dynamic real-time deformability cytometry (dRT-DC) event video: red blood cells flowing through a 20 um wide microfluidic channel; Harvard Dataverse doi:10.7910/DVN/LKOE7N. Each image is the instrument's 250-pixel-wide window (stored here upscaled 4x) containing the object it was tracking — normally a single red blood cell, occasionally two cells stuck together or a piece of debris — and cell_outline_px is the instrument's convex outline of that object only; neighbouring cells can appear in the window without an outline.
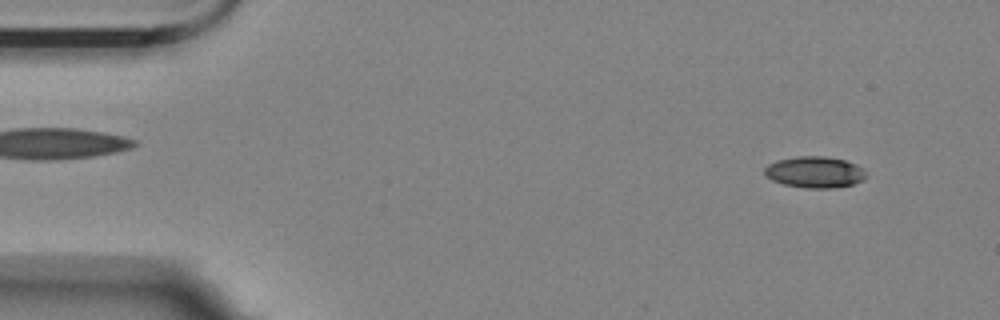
{"species": "Egyptian fruit bat (a non-hibernating species)", "species_latin": "Rousettus aegyptiacus", "temperature_condition": "room temperature", "stored_images_in_passage": 5, "camera_frame_rate_fps": 3000, "um_per_image_px": 0.085, "animal": {"sex": "female"}, "frame": {"image": 1, "passage_image": 1, "time_ms": 0.0, "image_size_px": [1000, 320], "cell_outline_px": [[868, 176], [864, 180], [852, 184], [832, 188], [808, 188], [784, 184], [772, 180], [764, 172], [764, 168], [768, 164], [776, 160], [796, 156], [824, 156], [844, 160], [856, 164], [864, 168]], "centroid_in_image_um": [69.28, 14.62], "position_along_channel_um": 15.7, "area_um2": 18.61}}
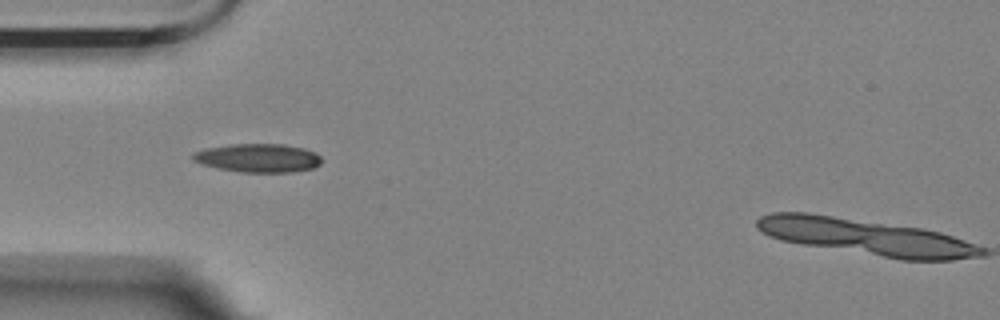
{"frame": {"image": 2, "passage_image": 4, "time_ms": 1.0, "image_size_px": [1000, 320], "cell_outline_px": [[324, 160], [320, 164], [312, 168], [292, 172], [240, 172], [200, 164], [192, 160], [192, 152], [204, 148], [232, 144], [284, 144], [304, 148], [316, 152]], "centroid_in_image_um": [21.94, 13.42], "position_along_channel_um": 63.1, "area_um2": 21.62}}
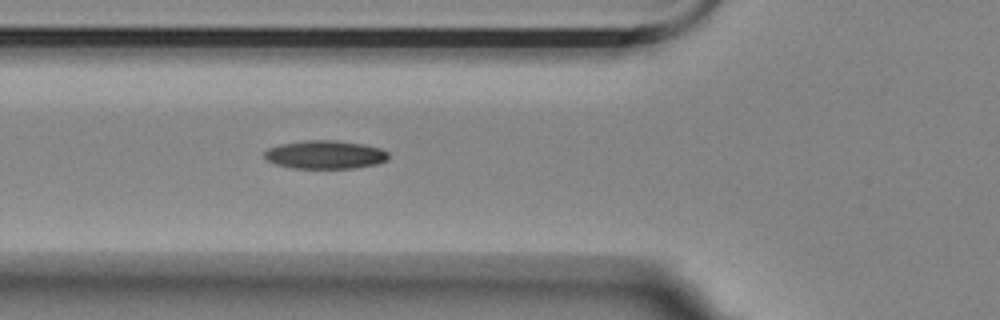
{"frame": {"image": 3, "passage_image": 5, "time_ms": 1.333, "image_size_px": [1000, 320], "cell_outline_px": [[388, 160], [376, 164], [352, 168], [292, 168], [276, 164], [268, 160], [264, 156], [264, 152], [268, 148], [280, 144], [304, 140], [336, 140], [364, 144], [380, 148], [388, 152]], "centroid_in_image_um": [27.64, 13.14], "position_along_channel_um": 98.2, "area_um2": 20.52}}